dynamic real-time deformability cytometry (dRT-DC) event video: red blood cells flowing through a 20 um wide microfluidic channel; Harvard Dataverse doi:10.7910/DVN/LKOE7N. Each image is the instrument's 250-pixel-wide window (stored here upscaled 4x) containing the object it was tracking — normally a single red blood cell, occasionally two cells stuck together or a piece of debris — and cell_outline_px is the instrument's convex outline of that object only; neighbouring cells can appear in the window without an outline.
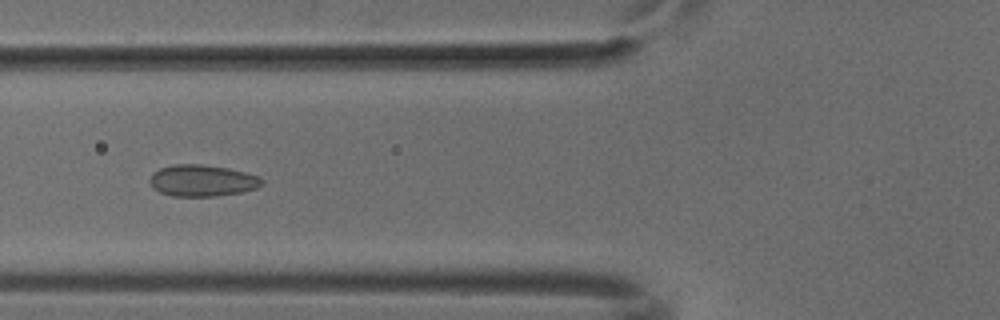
{"species": "common noctule bat (a hibernating species)", "species_latin": "Nyctalus noctula", "temperature_condition": "cold", "stored_images_in_passage": 52, "camera_frame_rate_fps": 3000, "um_per_image_px": 0.085, "animal": {"sex": "male", "body_mass_g": 18.8}, "frame": {"image": 1, "passage_image": 20, "time_ms": 6.333, "image_size_px": [1000, 320], "cell_outline_px": [[264, 184], [256, 188], [244, 192], [216, 196], [172, 196], [160, 192], [152, 188], [148, 180], [152, 172], [160, 168], [176, 164], [204, 164], [228, 168], [260, 176], [264, 180]], "centroid_in_image_um": [17.19, 15.35], "position_along_channel_um": 108.6, "area_um2": 20.92}}
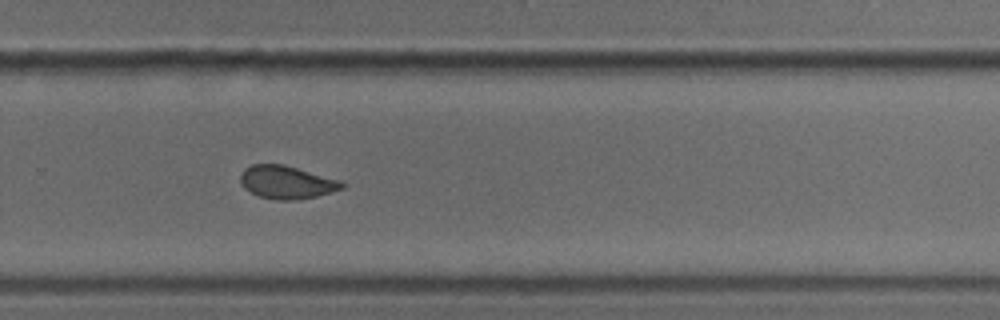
{"frame": {"image": 2, "passage_image": 35, "time_ms": 11.333, "image_size_px": [1000, 320], "cell_outline_px": [[344, 188], [332, 192], [316, 196], [292, 200], [276, 200], [260, 196], [244, 188], [240, 184], [240, 176], [244, 168], [252, 164], [284, 164], [340, 180], [344, 184]], "centroid_in_image_um": [24.35, 15.48], "position_along_channel_um": 305.5, "area_um2": 19.48}}
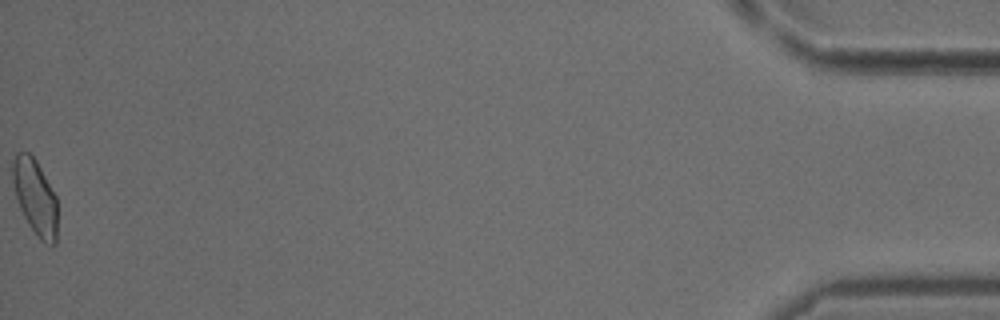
{"frame": {"image": 3, "passage_image": 52, "time_ms": 17.0, "image_size_px": [1000, 320], "cell_outline_px": [[56, 244], [44, 244], [40, 240], [28, 224], [20, 208], [16, 196], [12, 180], [12, 160], [16, 152], [28, 152], [36, 160], [56, 196]], "centroid_in_image_um": [2.97, 16.73], "position_along_channel_um": 432.2, "area_um2": 19.59}}